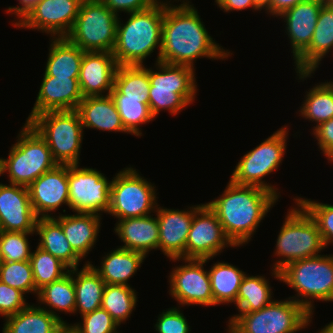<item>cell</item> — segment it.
I'll return each instance as SVG.
<instances>
[{
  "label": "cell",
  "mask_w": 333,
  "mask_h": 333,
  "mask_svg": "<svg viewBox=\"0 0 333 333\" xmlns=\"http://www.w3.org/2000/svg\"><path fill=\"white\" fill-rule=\"evenodd\" d=\"M143 65L118 66L114 86L124 98L149 99L150 81L148 68Z\"/></svg>",
  "instance_id": "obj_38"
},
{
  "label": "cell",
  "mask_w": 333,
  "mask_h": 333,
  "mask_svg": "<svg viewBox=\"0 0 333 333\" xmlns=\"http://www.w3.org/2000/svg\"><path fill=\"white\" fill-rule=\"evenodd\" d=\"M210 259H170L173 262L185 261V265L176 266L169 276V294L182 307L185 305L214 306L210 276L208 270L204 269V265Z\"/></svg>",
  "instance_id": "obj_14"
},
{
  "label": "cell",
  "mask_w": 333,
  "mask_h": 333,
  "mask_svg": "<svg viewBox=\"0 0 333 333\" xmlns=\"http://www.w3.org/2000/svg\"><path fill=\"white\" fill-rule=\"evenodd\" d=\"M58 333H78V332L71 326L64 325Z\"/></svg>",
  "instance_id": "obj_54"
},
{
  "label": "cell",
  "mask_w": 333,
  "mask_h": 333,
  "mask_svg": "<svg viewBox=\"0 0 333 333\" xmlns=\"http://www.w3.org/2000/svg\"><path fill=\"white\" fill-rule=\"evenodd\" d=\"M77 111L84 129L91 128L128 134L110 94L84 97L79 103Z\"/></svg>",
  "instance_id": "obj_26"
},
{
  "label": "cell",
  "mask_w": 333,
  "mask_h": 333,
  "mask_svg": "<svg viewBox=\"0 0 333 333\" xmlns=\"http://www.w3.org/2000/svg\"><path fill=\"white\" fill-rule=\"evenodd\" d=\"M320 333H333V320L324 326V328L321 329V331L319 330Z\"/></svg>",
  "instance_id": "obj_53"
},
{
  "label": "cell",
  "mask_w": 333,
  "mask_h": 333,
  "mask_svg": "<svg viewBox=\"0 0 333 333\" xmlns=\"http://www.w3.org/2000/svg\"><path fill=\"white\" fill-rule=\"evenodd\" d=\"M83 0H41L15 27L34 29L52 38L66 37L71 31Z\"/></svg>",
  "instance_id": "obj_16"
},
{
  "label": "cell",
  "mask_w": 333,
  "mask_h": 333,
  "mask_svg": "<svg viewBox=\"0 0 333 333\" xmlns=\"http://www.w3.org/2000/svg\"><path fill=\"white\" fill-rule=\"evenodd\" d=\"M154 69H148L150 81L149 107L156 118L161 110L176 116L195 100L197 82L195 68L156 61Z\"/></svg>",
  "instance_id": "obj_5"
},
{
  "label": "cell",
  "mask_w": 333,
  "mask_h": 333,
  "mask_svg": "<svg viewBox=\"0 0 333 333\" xmlns=\"http://www.w3.org/2000/svg\"><path fill=\"white\" fill-rule=\"evenodd\" d=\"M203 23L193 5L165 6L159 61L194 68L198 58L226 60L232 55L213 40Z\"/></svg>",
  "instance_id": "obj_1"
},
{
  "label": "cell",
  "mask_w": 333,
  "mask_h": 333,
  "mask_svg": "<svg viewBox=\"0 0 333 333\" xmlns=\"http://www.w3.org/2000/svg\"><path fill=\"white\" fill-rule=\"evenodd\" d=\"M110 96L114 101L125 130L136 137L142 136L140 130L142 125L140 124H146L155 119L150 111L149 99L124 98V94L115 86L111 90Z\"/></svg>",
  "instance_id": "obj_34"
},
{
  "label": "cell",
  "mask_w": 333,
  "mask_h": 333,
  "mask_svg": "<svg viewBox=\"0 0 333 333\" xmlns=\"http://www.w3.org/2000/svg\"><path fill=\"white\" fill-rule=\"evenodd\" d=\"M29 261L37 290L44 285L61 279L70 271V268L62 261L38 246L34 252H31Z\"/></svg>",
  "instance_id": "obj_39"
},
{
  "label": "cell",
  "mask_w": 333,
  "mask_h": 333,
  "mask_svg": "<svg viewBox=\"0 0 333 333\" xmlns=\"http://www.w3.org/2000/svg\"><path fill=\"white\" fill-rule=\"evenodd\" d=\"M0 281L26 293L38 294L30 261L0 262Z\"/></svg>",
  "instance_id": "obj_40"
},
{
  "label": "cell",
  "mask_w": 333,
  "mask_h": 333,
  "mask_svg": "<svg viewBox=\"0 0 333 333\" xmlns=\"http://www.w3.org/2000/svg\"><path fill=\"white\" fill-rule=\"evenodd\" d=\"M136 290L130 285L106 284L101 308L105 309L119 324L129 319L137 304Z\"/></svg>",
  "instance_id": "obj_37"
},
{
  "label": "cell",
  "mask_w": 333,
  "mask_h": 333,
  "mask_svg": "<svg viewBox=\"0 0 333 333\" xmlns=\"http://www.w3.org/2000/svg\"><path fill=\"white\" fill-rule=\"evenodd\" d=\"M316 222L325 248L333 243V205L302 197L294 198Z\"/></svg>",
  "instance_id": "obj_42"
},
{
  "label": "cell",
  "mask_w": 333,
  "mask_h": 333,
  "mask_svg": "<svg viewBox=\"0 0 333 333\" xmlns=\"http://www.w3.org/2000/svg\"><path fill=\"white\" fill-rule=\"evenodd\" d=\"M43 76L79 77L84 51L66 37L51 39Z\"/></svg>",
  "instance_id": "obj_31"
},
{
  "label": "cell",
  "mask_w": 333,
  "mask_h": 333,
  "mask_svg": "<svg viewBox=\"0 0 333 333\" xmlns=\"http://www.w3.org/2000/svg\"><path fill=\"white\" fill-rule=\"evenodd\" d=\"M295 203L297 207L288 210L275 244L274 254L279 259L273 263L271 273L280 282V271L288 264L318 256L325 249L316 222L298 202Z\"/></svg>",
  "instance_id": "obj_4"
},
{
  "label": "cell",
  "mask_w": 333,
  "mask_h": 333,
  "mask_svg": "<svg viewBox=\"0 0 333 333\" xmlns=\"http://www.w3.org/2000/svg\"><path fill=\"white\" fill-rule=\"evenodd\" d=\"M323 2L326 4H333V0H323Z\"/></svg>",
  "instance_id": "obj_55"
},
{
  "label": "cell",
  "mask_w": 333,
  "mask_h": 333,
  "mask_svg": "<svg viewBox=\"0 0 333 333\" xmlns=\"http://www.w3.org/2000/svg\"><path fill=\"white\" fill-rule=\"evenodd\" d=\"M254 7L261 11L262 9H265L267 11V14H270V6H271V0H252Z\"/></svg>",
  "instance_id": "obj_51"
},
{
  "label": "cell",
  "mask_w": 333,
  "mask_h": 333,
  "mask_svg": "<svg viewBox=\"0 0 333 333\" xmlns=\"http://www.w3.org/2000/svg\"><path fill=\"white\" fill-rule=\"evenodd\" d=\"M117 67L112 52H84L78 78L83 97L109 95Z\"/></svg>",
  "instance_id": "obj_21"
},
{
  "label": "cell",
  "mask_w": 333,
  "mask_h": 333,
  "mask_svg": "<svg viewBox=\"0 0 333 333\" xmlns=\"http://www.w3.org/2000/svg\"><path fill=\"white\" fill-rule=\"evenodd\" d=\"M78 78L43 76L37 99L26 122L46 111L77 110L84 98Z\"/></svg>",
  "instance_id": "obj_20"
},
{
  "label": "cell",
  "mask_w": 333,
  "mask_h": 333,
  "mask_svg": "<svg viewBox=\"0 0 333 333\" xmlns=\"http://www.w3.org/2000/svg\"><path fill=\"white\" fill-rule=\"evenodd\" d=\"M25 294L0 281V315L4 318L14 315L26 308Z\"/></svg>",
  "instance_id": "obj_45"
},
{
  "label": "cell",
  "mask_w": 333,
  "mask_h": 333,
  "mask_svg": "<svg viewBox=\"0 0 333 333\" xmlns=\"http://www.w3.org/2000/svg\"><path fill=\"white\" fill-rule=\"evenodd\" d=\"M156 187L132 167H126L113 177L110 187L108 214L118 218H138L156 212Z\"/></svg>",
  "instance_id": "obj_12"
},
{
  "label": "cell",
  "mask_w": 333,
  "mask_h": 333,
  "mask_svg": "<svg viewBox=\"0 0 333 333\" xmlns=\"http://www.w3.org/2000/svg\"><path fill=\"white\" fill-rule=\"evenodd\" d=\"M206 203L217 215L226 236L236 246L248 244L278 198L263 188L229 180L222 195Z\"/></svg>",
  "instance_id": "obj_2"
},
{
  "label": "cell",
  "mask_w": 333,
  "mask_h": 333,
  "mask_svg": "<svg viewBox=\"0 0 333 333\" xmlns=\"http://www.w3.org/2000/svg\"><path fill=\"white\" fill-rule=\"evenodd\" d=\"M28 191L37 218L53 217L51 212H56L63 204L68 206V165L58 164L43 173L28 186Z\"/></svg>",
  "instance_id": "obj_17"
},
{
  "label": "cell",
  "mask_w": 333,
  "mask_h": 333,
  "mask_svg": "<svg viewBox=\"0 0 333 333\" xmlns=\"http://www.w3.org/2000/svg\"><path fill=\"white\" fill-rule=\"evenodd\" d=\"M214 306L234 303L239 292L243 277L246 273L240 268L227 262H216L208 271Z\"/></svg>",
  "instance_id": "obj_33"
},
{
  "label": "cell",
  "mask_w": 333,
  "mask_h": 333,
  "mask_svg": "<svg viewBox=\"0 0 333 333\" xmlns=\"http://www.w3.org/2000/svg\"><path fill=\"white\" fill-rule=\"evenodd\" d=\"M113 13H133L149 8L154 0H101Z\"/></svg>",
  "instance_id": "obj_47"
},
{
  "label": "cell",
  "mask_w": 333,
  "mask_h": 333,
  "mask_svg": "<svg viewBox=\"0 0 333 333\" xmlns=\"http://www.w3.org/2000/svg\"><path fill=\"white\" fill-rule=\"evenodd\" d=\"M114 231L124 243L120 248L142 253L146 257L151 250L158 249L159 226L153 214L118 220Z\"/></svg>",
  "instance_id": "obj_24"
},
{
  "label": "cell",
  "mask_w": 333,
  "mask_h": 333,
  "mask_svg": "<svg viewBox=\"0 0 333 333\" xmlns=\"http://www.w3.org/2000/svg\"><path fill=\"white\" fill-rule=\"evenodd\" d=\"M64 324L47 310L28 305L5 318L2 333H58Z\"/></svg>",
  "instance_id": "obj_30"
},
{
  "label": "cell",
  "mask_w": 333,
  "mask_h": 333,
  "mask_svg": "<svg viewBox=\"0 0 333 333\" xmlns=\"http://www.w3.org/2000/svg\"><path fill=\"white\" fill-rule=\"evenodd\" d=\"M118 16L101 0H83L66 38L84 52H112Z\"/></svg>",
  "instance_id": "obj_10"
},
{
  "label": "cell",
  "mask_w": 333,
  "mask_h": 333,
  "mask_svg": "<svg viewBox=\"0 0 333 333\" xmlns=\"http://www.w3.org/2000/svg\"><path fill=\"white\" fill-rule=\"evenodd\" d=\"M324 4L323 0H305L280 15L286 22L285 33L289 37L294 61L310 45Z\"/></svg>",
  "instance_id": "obj_22"
},
{
  "label": "cell",
  "mask_w": 333,
  "mask_h": 333,
  "mask_svg": "<svg viewBox=\"0 0 333 333\" xmlns=\"http://www.w3.org/2000/svg\"><path fill=\"white\" fill-rule=\"evenodd\" d=\"M304 97L299 114L301 113L302 118L316 123L313 129L333 118V85L330 81L315 84Z\"/></svg>",
  "instance_id": "obj_35"
},
{
  "label": "cell",
  "mask_w": 333,
  "mask_h": 333,
  "mask_svg": "<svg viewBox=\"0 0 333 333\" xmlns=\"http://www.w3.org/2000/svg\"><path fill=\"white\" fill-rule=\"evenodd\" d=\"M154 325L157 333H190L191 329L187 319L180 308L172 307L163 310L157 317Z\"/></svg>",
  "instance_id": "obj_44"
},
{
  "label": "cell",
  "mask_w": 333,
  "mask_h": 333,
  "mask_svg": "<svg viewBox=\"0 0 333 333\" xmlns=\"http://www.w3.org/2000/svg\"><path fill=\"white\" fill-rule=\"evenodd\" d=\"M35 233L39 234V248L51 253L70 269L78 268L82 259L73 251L61 224L54 217L37 218Z\"/></svg>",
  "instance_id": "obj_29"
},
{
  "label": "cell",
  "mask_w": 333,
  "mask_h": 333,
  "mask_svg": "<svg viewBox=\"0 0 333 333\" xmlns=\"http://www.w3.org/2000/svg\"><path fill=\"white\" fill-rule=\"evenodd\" d=\"M75 287V313L80 316L93 312L101 307L106 283L92 266L85 261L83 267L70 269Z\"/></svg>",
  "instance_id": "obj_28"
},
{
  "label": "cell",
  "mask_w": 333,
  "mask_h": 333,
  "mask_svg": "<svg viewBox=\"0 0 333 333\" xmlns=\"http://www.w3.org/2000/svg\"><path fill=\"white\" fill-rule=\"evenodd\" d=\"M19 4H21V6H15V7H8L6 13H11V15H16L17 21L16 23L14 22V26L20 21L22 20L25 15L41 0H18Z\"/></svg>",
  "instance_id": "obj_49"
},
{
  "label": "cell",
  "mask_w": 333,
  "mask_h": 333,
  "mask_svg": "<svg viewBox=\"0 0 333 333\" xmlns=\"http://www.w3.org/2000/svg\"><path fill=\"white\" fill-rule=\"evenodd\" d=\"M280 277L281 282L297 292L288 298L302 305L311 315L314 313L313 300L333 302V254L292 262L280 271Z\"/></svg>",
  "instance_id": "obj_6"
},
{
  "label": "cell",
  "mask_w": 333,
  "mask_h": 333,
  "mask_svg": "<svg viewBox=\"0 0 333 333\" xmlns=\"http://www.w3.org/2000/svg\"><path fill=\"white\" fill-rule=\"evenodd\" d=\"M264 276L246 274L239 287L236 298L238 312H255L272 303V290Z\"/></svg>",
  "instance_id": "obj_36"
},
{
  "label": "cell",
  "mask_w": 333,
  "mask_h": 333,
  "mask_svg": "<svg viewBox=\"0 0 333 333\" xmlns=\"http://www.w3.org/2000/svg\"><path fill=\"white\" fill-rule=\"evenodd\" d=\"M164 12L165 6L154 3L145 10L129 13L125 24L118 18L112 51L118 66L143 65L158 47L156 61H159Z\"/></svg>",
  "instance_id": "obj_3"
},
{
  "label": "cell",
  "mask_w": 333,
  "mask_h": 333,
  "mask_svg": "<svg viewBox=\"0 0 333 333\" xmlns=\"http://www.w3.org/2000/svg\"><path fill=\"white\" fill-rule=\"evenodd\" d=\"M36 297L39 301L38 305L40 303L39 307L47 310L49 313L57 317L64 325H67L68 323L65 322L56 311L69 314L75 313L76 300L72 274L69 272L61 279L44 285L38 290ZM41 304H45V306L42 307ZM46 305L49 308H47Z\"/></svg>",
  "instance_id": "obj_32"
},
{
  "label": "cell",
  "mask_w": 333,
  "mask_h": 333,
  "mask_svg": "<svg viewBox=\"0 0 333 333\" xmlns=\"http://www.w3.org/2000/svg\"><path fill=\"white\" fill-rule=\"evenodd\" d=\"M302 1L305 0H271L270 15L278 17Z\"/></svg>",
  "instance_id": "obj_50"
},
{
  "label": "cell",
  "mask_w": 333,
  "mask_h": 333,
  "mask_svg": "<svg viewBox=\"0 0 333 333\" xmlns=\"http://www.w3.org/2000/svg\"><path fill=\"white\" fill-rule=\"evenodd\" d=\"M215 3L221 10H224L223 12L228 13L229 11H242L249 7L257 11L252 0H215Z\"/></svg>",
  "instance_id": "obj_48"
},
{
  "label": "cell",
  "mask_w": 333,
  "mask_h": 333,
  "mask_svg": "<svg viewBox=\"0 0 333 333\" xmlns=\"http://www.w3.org/2000/svg\"><path fill=\"white\" fill-rule=\"evenodd\" d=\"M288 128H279L271 136L241 157L230 180L238 185L256 186L272 192L279 198L277 187L263 178L278 169L287 146Z\"/></svg>",
  "instance_id": "obj_11"
},
{
  "label": "cell",
  "mask_w": 333,
  "mask_h": 333,
  "mask_svg": "<svg viewBox=\"0 0 333 333\" xmlns=\"http://www.w3.org/2000/svg\"><path fill=\"white\" fill-rule=\"evenodd\" d=\"M28 123L45 140L59 165L80 164L84 128L77 110L46 111Z\"/></svg>",
  "instance_id": "obj_9"
},
{
  "label": "cell",
  "mask_w": 333,
  "mask_h": 333,
  "mask_svg": "<svg viewBox=\"0 0 333 333\" xmlns=\"http://www.w3.org/2000/svg\"><path fill=\"white\" fill-rule=\"evenodd\" d=\"M314 137L317 139L318 148L322 150L327 160L333 162V118L321 123L312 129Z\"/></svg>",
  "instance_id": "obj_46"
},
{
  "label": "cell",
  "mask_w": 333,
  "mask_h": 333,
  "mask_svg": "<svg viewBox=\"0 0 333 333\" xmlns=\"http://www.w3.org/2000/svg\"><path fill=\"white\" fill-rule=\"evenodd\" d=\"M53 216L62 227L73 251L83 260L92 251L99 236L101 216L92 213H75Z\"/></svg>",
  "instance_id": "obj_25"
},
{
  "label": "cell",
  "mask_w": 333,
  "mask_h": 333,
  "mask_svg": "<svg viewBox=\"0 0 333 333\" xmlns=\"http://www.w3.org/2000/svg\"><path fill=\"white\" fill-rule=\"evenodd\" d=\"M333 49V4H324L308 48L294 61L299 79L306 80L320 65V61Z\"/></svg>",
  "instance_id": "obj_23"
},
{
  "label": "cell",
  "mask_w": 333,
  "mask_h": 333,
  "mask_svg": "<svg viewBox=\"0 0 333 333\" xmlns=\"http://www.w3.org/2000/svg\"><path fill=\"white\" fill-rule=\"evenodd\" d=\"M36 221L28 187L0 183V231L35 233Z\"/></svg>",
  "instance_id": "obj_18"
},
{
  "label": "cell",
  "mask_w": 333,
  "mask_h": 333,
  "mask_svg": "<svg viewBox=\"0 0 333 333\" xmlns=\"http://www.w3.org/2000/svg\"><path fill=\"white\" fill-rule=\"evenodd\" d=\"M33 234L34 233L0 231V261H29L32 251L27 236H32Z\"/></svg>",
  "instance_id": "obj_41"
},
{
  "label": "cell",
  "mask_w": 333,
  "mask_h": 333,
  "mask_svg": "<svg viewBox=\"0 0 333 333\" xmlns=\"http://www.w3.org/2000/svg\"><path fill=\"white\" fill-rule=\"evenodd\" d=\"M17 138L8 158H0V176L8 172L9 183L28 187L58 163L53 159L45 140L29 123L23 125Z\"/></svg>",
  "instance_id": "obj_7"
},
{
  "label": "cell",
  "mask_w": 333,
  "mask_h": 333,
  "mask_svg": "<svg viewBox=\"0 0 333 333\" xmlns=\"http://www.w3.org/2000/svg\"><path fill=\"white\" fill-rule=\"evenodd\" d=\"M155 216L159 226L158 250L169 259H186V240L194 217V206L187 210L157 206Z\"/></svg>",
  "instance_id": "obj_19"
},
{
  "label": "cell",
  "mask_w": 333,
  "mask_h": 333,
  "mask_svg": "<svg viewBox=\"0 0 333 333\" xmlns=\"http://www.w3.org/2000/svg\"><path fill=\"white\" fill-rule=\"evenodd\" d=\"M146 256L142 253L116 248L102 257L99 266L91 264L106 284L129 285L128 280L135 275Z\"/></svg>",
  "instance_id": "obj_27"
},
{
  "label": "cell",
  "mask_w": 333,
  "mask_h": 333,
  "mask_svg": "<svg viewBox=\"0 0 333 333\" xmlns=\"http://www.w3.org/2000/svg\"><path fill=\"white\" fill-rule=\"evenodd\" d=\"M312 315L291 298L274 300L255 312H239L228 321V333H296L305 329Z\"/></svg>",
  "instance_id": "obj_8"
},
{
  "label": "cell",
  "mask_w": 333,
  "mask_h": 333,
  "mask_svg": "<svg viewBox=\"0 0 333 333\" xmlns=\"http://www.w3.org/2000/svg\"><path fill=\"white\" fill-rule=\"evenodd\" d=\"M229 246L236 247L226 236L216 213L206 203L195 205L186 240V259H213Z\"/></svg>",
  "instance_id": "obj_15"
},
{
  "label": "cell",
  "mask_w": 333,
  "mask_h": 333,
  "mask_svg": "<svg viewBox=\"0 0 333 333\" xmlns=\"http://www.w3.org/2000/svg\"><path fill=\"white\" fill-rule=\"evenodd\" d=\"M68 165V207L75 213H108L111 182L101 171Z\"/></svg>",
  "instance_id": "obj_13"
},
{
  "label": "cell",
  "mask_w": 333,
  "mask_h": 333,
  "mask_svg": "<svg viewBox=\"0 0 333 333\" xmlns=\"http://www.w3.org/2000/svg\"><path fill=\"white\" fill-rule=\"evenodd\" d=\"M82 323L67 324L78 333H118L119 324L103 308L81 316Z\"/></svg>",
  "instance_id": "obj_43"
},
{
  "label": "cell",
  "mask_w": 333,
  "mask_h": 333,
  "mask_svg": "<svg viewBox=\"0 0 333 333\" xmlns=\"http://www.w3.org/2000/svg\"><path fill=\"white\" fill-rule=\"evenodd\" d=\"M174 1H177V0H174ZM154 2L158 3V4H162L163 6H173V4L172 3L170 4L167 0H166V2L165 1L163 2L161 0H154ZM178 2H179V0H178ZM180 2L182 4H179V6H192V4L189 0H182V1L180 0Z\"/></svg>",
  "instance_id": "obj_52"
}]
</instances>
